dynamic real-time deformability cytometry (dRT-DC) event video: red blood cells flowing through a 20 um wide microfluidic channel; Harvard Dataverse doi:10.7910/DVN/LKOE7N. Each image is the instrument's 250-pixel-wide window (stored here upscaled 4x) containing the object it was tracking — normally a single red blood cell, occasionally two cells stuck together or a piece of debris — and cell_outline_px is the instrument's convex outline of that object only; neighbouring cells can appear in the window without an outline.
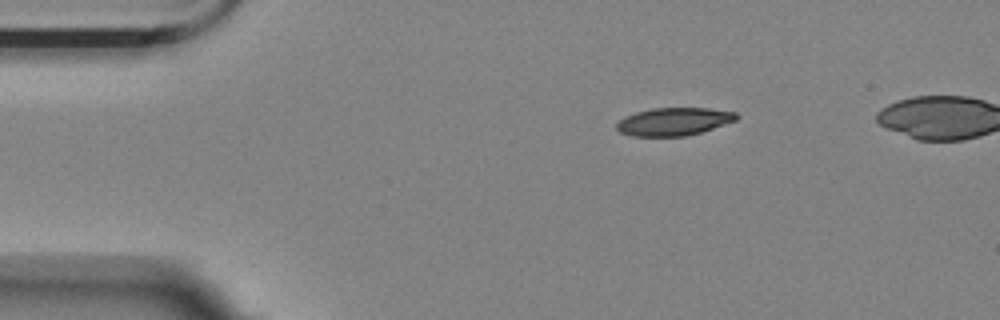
{"species": "Egyptian fruit bat (a non-hibernating species)", "species_latin": "Rousettus aegyptiacus", "temperature_condition": "room temperature", "stored_images_in_passage": 4, "camera_frame_rate_fps": 3000, "um_per_image_px": 0.085, "animal": {"sex": "female"}, "frame": {"image": 1, "passage_image": 1, "time_ms": 0.0, "image_size_px": [1000, 320], "cell_outline_px": [[740, 116], [736, 120], [700, 132], [684, 136], [632, 136], [620, 132], [616, 128], [616, 124], [624, 116], [636, 112], [652, 108], [708, 108], [736, 112]], "centroid_in_image_um": [57.26, 10.32], "position_along_channel_um": 27.7, "area_um2": 19.36}}